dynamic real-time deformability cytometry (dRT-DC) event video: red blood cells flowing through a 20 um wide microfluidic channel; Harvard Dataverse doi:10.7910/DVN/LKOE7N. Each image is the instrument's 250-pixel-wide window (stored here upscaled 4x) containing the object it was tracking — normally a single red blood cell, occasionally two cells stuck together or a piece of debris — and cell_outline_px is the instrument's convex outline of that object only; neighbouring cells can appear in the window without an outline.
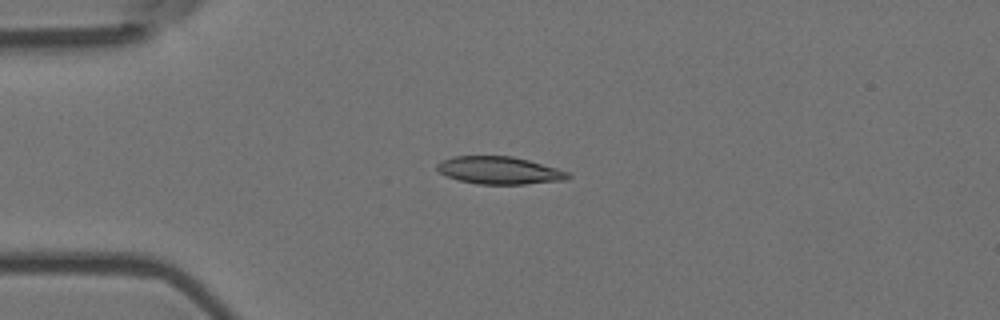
{"species": "Egyptian fruit bat (a non-hibernating species)", "species_latin": "Rousettus aegyptiacus", "temperature_condition": "room temperature", "stored_images_in_passage": 4, "camera_frame_rate_fps": 3000, "um_per_image_px": 0.085, "animal": {"sex": "female"}, "frame": {"image": 1, "passage_image": 2, "time_ms": 0.333, "image_size_px": [1000, 320], "cell_outline_px": [[572, 176], [568, 180], [524, 184], [476, 184], [460, 180], [448, 176], [440, 172], [436, 168], [436, 164], [452, 156], [512, 156], [528, 160], [556, 168], [568, 172]], "centroid_in_image_um": [42.47, 14.48], "position_along_channel_um": 42.5, "area_um2": 20.92}}
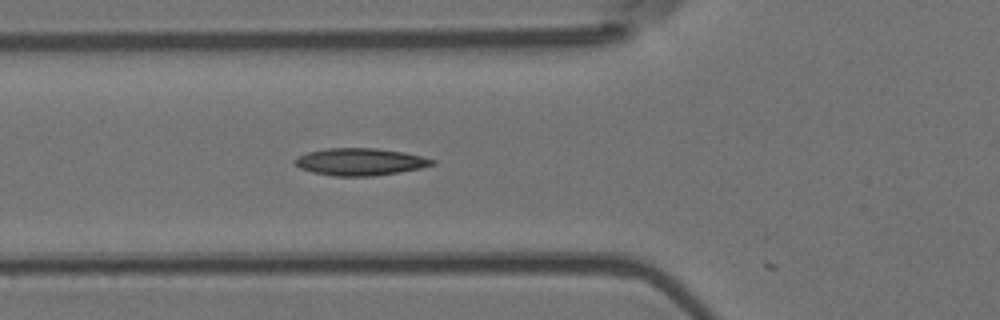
{"frame": {"image": 2, "passage_image": 4, "time_ms": 1.0, "image_size_px": [1000, 320], "cell_outline_px": [[436, 164], [420, 168], [400, 172], [372, 176], [332, 176], [312, 172], [300, 168], [292, 160], [308, 152], [324, 148], [376, 148], [404, 152], [436, 160]], "centroid_in_image_um": [30.61, 13.75], "position_along_channel_um": 95.2, "area_um2": 21.79}}